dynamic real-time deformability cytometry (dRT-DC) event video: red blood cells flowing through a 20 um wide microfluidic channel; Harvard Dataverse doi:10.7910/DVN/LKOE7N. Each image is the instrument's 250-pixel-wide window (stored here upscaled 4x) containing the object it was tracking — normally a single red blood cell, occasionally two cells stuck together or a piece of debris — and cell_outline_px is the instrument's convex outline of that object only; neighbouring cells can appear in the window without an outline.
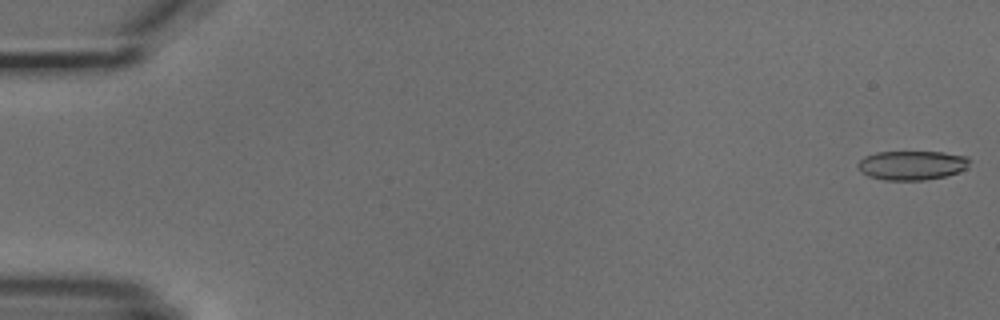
{"species": "common noctule bat (a hibernating species)", "species_latin": "Nyctalus noctula", "temperature_condition": "cold", "stored_images_in_passage": 5, "camera_frame_rate_fps": 3000, "um_per_image_px": 0.085, "animal": {"sex": "male", "body_mass_g": 18.8}, "frame": {"image": 1, "passage_image": 1, "time_ms": 0.0, "image_size_px": [1000, 320], "cell_outline_px": [[968, 168], [944, 176], [924, 180], [884, 180], [868, 176], [860, 172], [856, 168], [856, 164], [864, 156], [876, 152], [944, 152], [968, 156]], "centroid_in_image_um": [77.46, 14.04], "position_along_channel_um": 7.5, "area_um2": 19.13}}
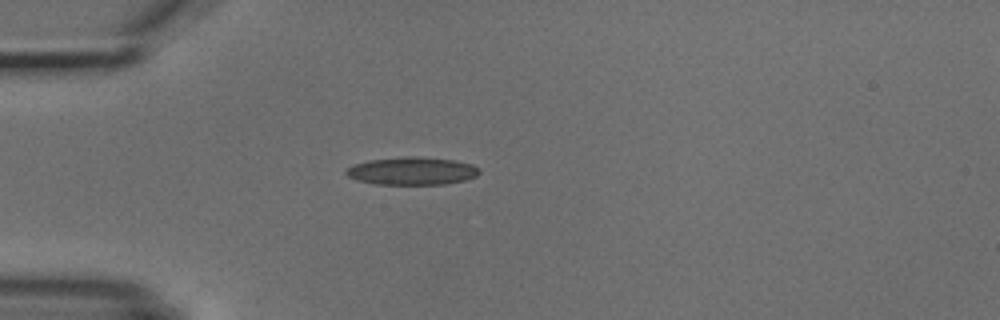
{"frame": {"image": 2, "passage_image": 5, "time_ms": 4.667, "image_size_px": [1000, 320], "cell_outline_px": [[480, 172], [476, 176], [464, 180], [444, 184], [376, 184], [356, 180], [348, 176], [344, 172], [344, 168], [352, 164], [368, 160], [404, 156], [416, 156], [456, 160], [472, 164], [480, 168]], "centroid_in_image_um": [34.98, 14.52], "position_along_channel_um": 50.0, "area_um2": 21.85}}